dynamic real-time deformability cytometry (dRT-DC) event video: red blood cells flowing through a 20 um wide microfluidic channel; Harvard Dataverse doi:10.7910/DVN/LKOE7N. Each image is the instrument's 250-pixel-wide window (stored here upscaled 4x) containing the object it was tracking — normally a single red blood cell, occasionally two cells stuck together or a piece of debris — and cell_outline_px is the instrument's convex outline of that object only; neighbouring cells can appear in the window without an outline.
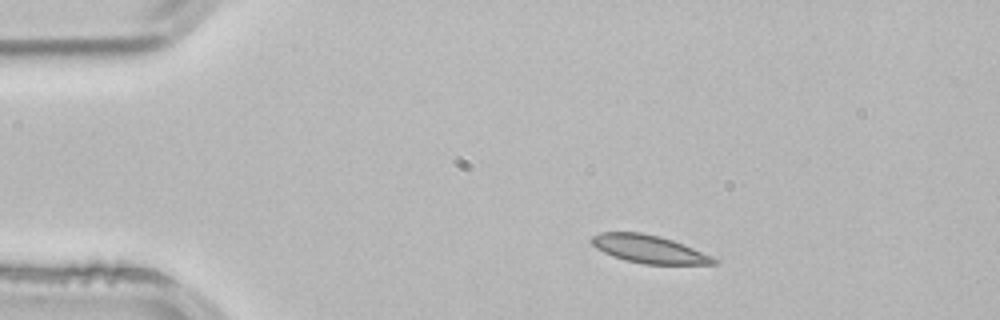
{"species": "common noctule bat (a hibernating species)", "species_latin": "Nyctalus noctula", "temperature_condition": "room temperature", "stored_images_in_passage": 2, "camera_frame_rate_fps": 3000, "um_per_image_px": 0.085, "animal": {"sex": "male", "body_mass_g": 21.5, "forearm_length_mm": 52.0}, "frame": {"image": 1, "passage_image": 1, "time_ms": 0.0, "image_size_px": [1000, 320], "cell_outline_px": [[720, 264], [644, 264], [624, 260], [612, 256], [596, 248], [588, 240], [592, 236], [600, 232], [640, 232], [660, 236], [672, 240], [712, 256], [720, 260]], "centroid_in_image_um": [55.14, 21.17], "position_along_channel_um": 29.9, "area_um2": 19.94}}